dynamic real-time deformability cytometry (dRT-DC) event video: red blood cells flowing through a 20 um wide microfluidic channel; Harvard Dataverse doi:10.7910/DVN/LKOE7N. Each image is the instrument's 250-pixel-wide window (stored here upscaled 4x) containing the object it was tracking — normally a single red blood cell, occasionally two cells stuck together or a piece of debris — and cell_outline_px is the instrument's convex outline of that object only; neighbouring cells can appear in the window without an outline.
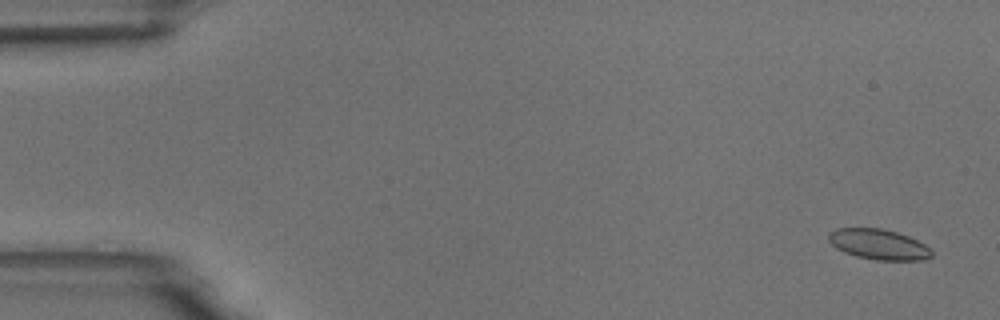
{"species": "common noctule bat (a hibernating species)", "species_latin": "Nyctalus noctula", "temperature_condition": "room temperature", "stored_images_in_passage": 4, "camera_frame_rate_fps": 3000, "um_per_image_px": 0.085, "animal": {"sex": "male", "body_mass_g": 18.8}, "frame": {"image": 1, "passage_image": 1, "time_ms": 0.0, "image_size_px": [1000, 320], "cell_outline_px": [[932, 256], [924, 260], [876, 260], [856, 256], [844, 252], [836, 248], [828, 240], [828, 236], [836, 228], [880, 228], [896, 232], [908, 236], [924, 244], [932, 252]], "centroid_in_image_um": [74.68, 20.77], "position_along_channel_um": 10.3, "area_um2": 18.09}}
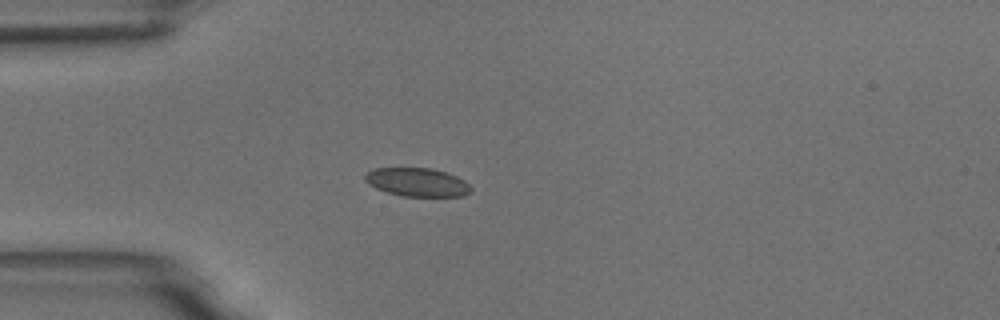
{"frame": {"image": 2, "passage_image": 4, "time_ms": 4.333, "image_size_px": [1000, 320], "cell_outline_px": [[472, 192], [464, 196], [400, 196], [376, 188], [368, 184], [364, 180], [364, 176], [368, 172], [376, 168], [432, 168], [456, 176], [464, 180], [472, 188]], "centroid_in_image_um": [35.47, 15.49], "position_along_channel_um": 49.5, "area_um2": 17.57}}